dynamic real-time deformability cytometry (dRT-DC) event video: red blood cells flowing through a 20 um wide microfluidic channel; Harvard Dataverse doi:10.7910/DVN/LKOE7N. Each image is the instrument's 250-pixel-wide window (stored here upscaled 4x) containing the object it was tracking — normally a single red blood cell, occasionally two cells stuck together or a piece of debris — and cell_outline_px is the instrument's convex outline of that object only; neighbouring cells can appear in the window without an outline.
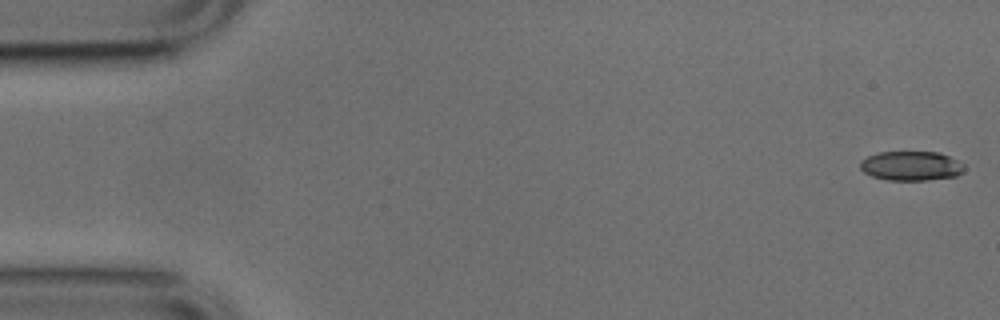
{"species": "common noctule bat (a hibernating species)", "species_latin": "Nyctalus noctula", "temperature_condition": "cold", "stored_images_in_passage": 8, "camera_frame_rate_fps": 3000, "um_per_image_px": 0.085, "animal": {"sex": "male", "body_mass_g": 17.9, "forearm_length_mm": 54.2}, "frame": {"image": 1, "passage_image": 1, "time_ms": 0.0, "image_size_px": [1000, 320], "cell_outline_px": [[964, 172], [956, 176], [928, 180], [888, 180], [872, 176], [864, 172], [860, 168], [860, 160], [868, 156], [880, 152], [940, 152], [964, 164]], "centroid_in_image_um": [77.45, 14.1], "position_along_channel_um": 7.6, "area_um2": 17.86}}